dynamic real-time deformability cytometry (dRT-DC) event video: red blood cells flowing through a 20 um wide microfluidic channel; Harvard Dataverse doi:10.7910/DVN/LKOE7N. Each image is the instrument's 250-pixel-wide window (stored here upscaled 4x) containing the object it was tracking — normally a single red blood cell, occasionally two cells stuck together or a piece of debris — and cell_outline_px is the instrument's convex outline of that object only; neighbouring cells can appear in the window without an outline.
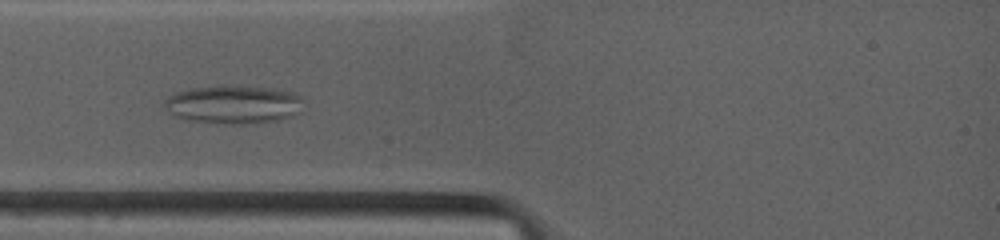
{"species": "common noctule bat (a hibernating species)", "species_latin": "Nyctalus noctula", "temperature_condition": "warm", "stored_images_in_passage": 63, "camera_frame_rate_fps": 4500, "um_per_image_px": 0.085, "animal": {"sex": "female", "body_mass_g": 19.0, "forearm_length_mm": 53.3}, "frame": {"image": 1, "passage_image": 12, "time_ms": 2.444, "image_size_px": [1000, 240], "cell_outline_px": [[304, 100], [300, 112], [292, 116], [280, 120], [244, 124], [224, 124], [188, 120], [176, 116], [160, 104], [168, 96], [176, 92], [192, 88], [272, 88], [296, 92]], "centroid_in_image_um": [19.88, 8.92], "position_along_channel_um": 65.1, "area_um2": 30.58}}
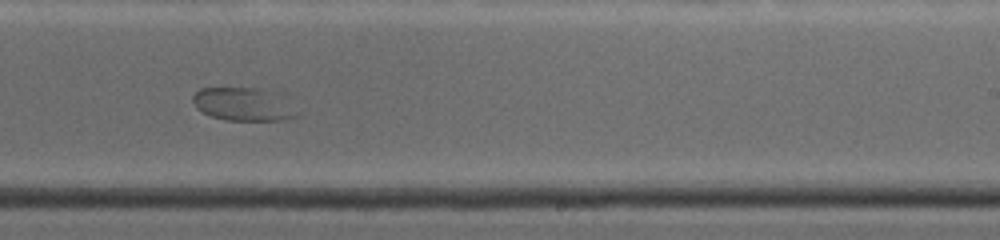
{"frame": {"image": 2, "passage_image": 30, "time_ms": 7.778, "image_size_px": [1000, 240], "cell_outline_px": [[300, 116], [284, 120], [228, 120], [212, 116], [196, 108], [192, 100], [192, 96], [200, 88], [256, 88], [284, 92], [288, 96], [300, 112]], "centroid_in_image_um": [20.85, 8.84], "position_along_channel_um": 268.2, "area_um2": 20.92}}
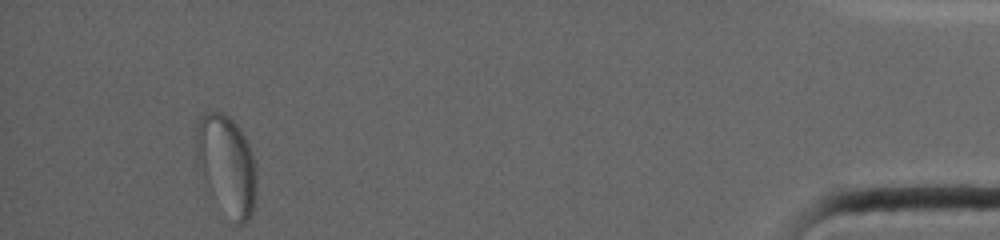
{"frame": {"image": 3, "passage_image": 63, "time_ms": 14.222, "image_size_px": [1000, 240], "cell_outline_px": [[256, 196], [252, 212], [248, 220], [244, 224], [236, 224], [196, 168], [196, 124], [200, 116], [208, 112], [224, 112], [240, 128], [252, 152], [256, 172]], "centroid_in_image_um": [19.26, 13.95], "position_along_channel_um": 415.9, "area_um2": 34.45}}